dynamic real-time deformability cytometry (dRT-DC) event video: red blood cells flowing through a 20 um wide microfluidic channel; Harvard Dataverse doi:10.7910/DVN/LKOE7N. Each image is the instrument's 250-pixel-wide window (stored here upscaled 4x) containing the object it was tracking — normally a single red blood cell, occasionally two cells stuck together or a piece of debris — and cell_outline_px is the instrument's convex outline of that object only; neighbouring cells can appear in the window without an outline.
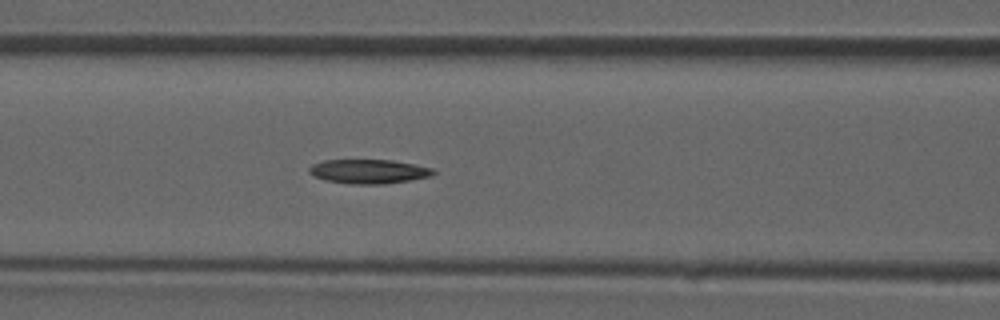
{"species": "common noctule bat (a hibernating species)", "species_latin": "Nyctalus noctula", "temperature_condition": "room temperature", "stored_images_in_passage": 39, "camera_frame_rate_fps": 3000, "um_per_image_px": 0.085, "animal": {"sex": "male", "forearm_length_mm": 52.5}, "frame": {"image": 1, "passage_image": 12, "time_ms": 3.667, "image_size_px": [1000, 320], "cell_outline_px": [[436, 172], [432, 176], [384, 184], [352, 184], [324, 180], [308, 172], [308, 168], [312, 164], [324, 160], [392, 160], [416, 164], [432, 168]], "centroid_in_image_um": [31.34, 14.57], "position_along_channel_um": 135.3, "area_um2": 17.51}}